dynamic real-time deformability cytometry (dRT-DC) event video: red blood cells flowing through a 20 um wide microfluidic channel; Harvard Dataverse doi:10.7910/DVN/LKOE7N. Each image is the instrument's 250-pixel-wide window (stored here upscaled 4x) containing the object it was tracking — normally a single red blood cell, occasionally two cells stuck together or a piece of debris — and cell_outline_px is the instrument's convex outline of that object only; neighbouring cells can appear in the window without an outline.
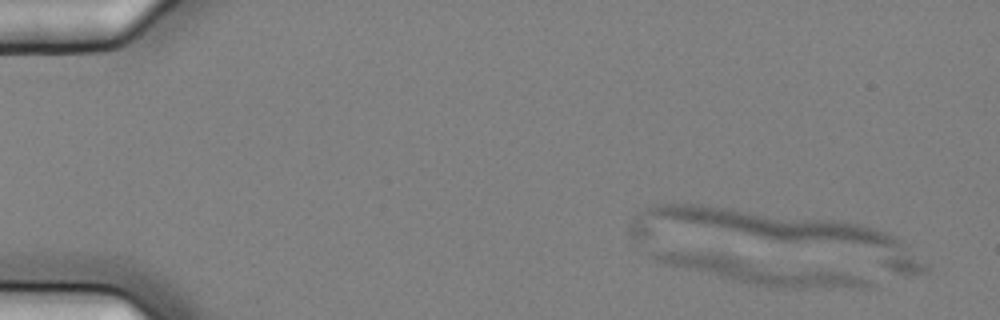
{"species": "common noctule bat (a hibernating species)", "species_latin": "Nyctalus noctula", "temperature_condition": "cold", "stored_images_in_passage": 5, "camera_frame_rate_fps": 3000, "um_per_image_px": 0.085, "animal": {"sex": "female", "body_mass_g": 25.1}, "frame": {"image": 1, "passage_image": 1, "time_ms": 0.0, "image_size_px": [1000, 320], "cell_outline_px": [[872, 288], [776, 288], [748, 284], [652, 260], [648, 256], [652, 248], [656, 248], [720, 252], [820, 268], [844, 272], [860, 276], [868, 280], [872, 284]], "centroid_in_image_um": [64.45, 22.96], "position_along_channel_um": 20.6, "area_um2": 33.12}}
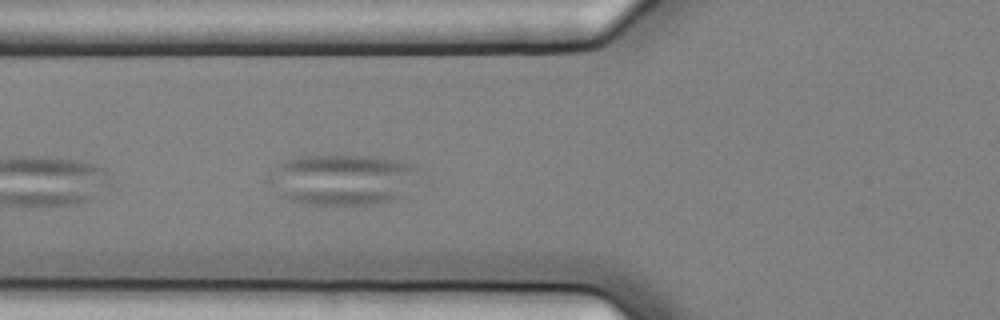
{"frame": {"image": 2, "passage_image": 5, "time_ms": 1.333, "image_size_px": [1000, 320], "cell_outline_px": [[420, 168], [400, 196], [392, 200], [368, 204], [312, 204], [288, 200], [264, 180], [268, 172], [272, 168], [284, 160], [304, 156], [368, 156], [396, 160], [412, 164]], "centroid_in_image_um": [28.98, 15.25], "position_along_channel_um": 96.8, "area_um2": 43.81}}